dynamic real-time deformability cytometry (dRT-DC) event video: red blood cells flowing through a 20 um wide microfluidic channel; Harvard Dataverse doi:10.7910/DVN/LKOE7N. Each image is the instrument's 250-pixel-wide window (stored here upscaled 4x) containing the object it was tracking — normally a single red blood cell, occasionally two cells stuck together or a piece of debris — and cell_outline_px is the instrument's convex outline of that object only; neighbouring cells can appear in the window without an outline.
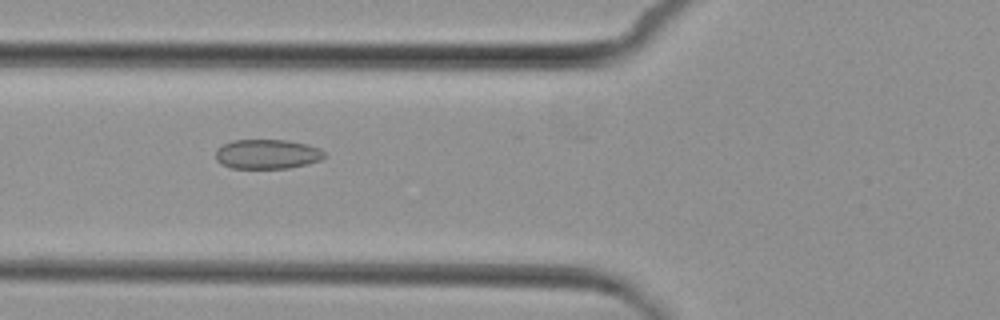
{"species": "common noctule bat (a hibernating species)", "species_latin": "Nyctalus noctula", "temperature_condition": "cold", "stored_images_in_passage": 7, "camera_frame_rate_fps": 3000, "um_per_image_px": 0.085, "animal": {"sex": "female", "body_mass_g": 29.2, "forearm_length_mm": 56.3}, "frame": {"image": 1, "passage_image": 5, "time_ms": 4.333, "image_size_px": [1000, 320], "cell_outline_px": [[324, 156], [320, 160], [308, 164], [288, 168], [232, 168], [220, 164], [216, 160], [216, 148], [232, 140], [288, 140], [308, 144], [320, 148], [324, 152]], "centroid_in_image_um": [22.7, 13.1], "position_along_channel_um": 103.1, "area_um2": 18.84}}
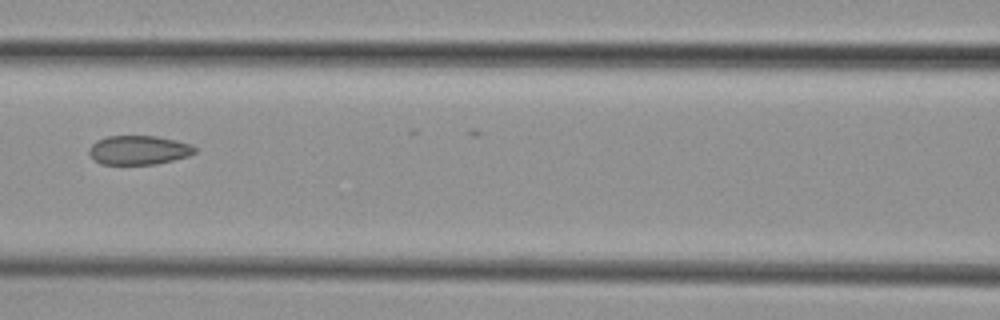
{"frame": {"image": 2, "passage_image": 6, "time_ms": 5.667, "image_size_px": [1000, 320], "cell_outline_px": [[196, 152], [188, 156], [156, 164], [100, 164], [88, 152], [88, 148], [96, 140], [104, 136], [156, 136], [176, 140], [192, 144], [196, 148]], "centroid_in_image_um": [11.79, 12.74], "position_along_channel_um": 154.8, "area_um2": 17.98}}